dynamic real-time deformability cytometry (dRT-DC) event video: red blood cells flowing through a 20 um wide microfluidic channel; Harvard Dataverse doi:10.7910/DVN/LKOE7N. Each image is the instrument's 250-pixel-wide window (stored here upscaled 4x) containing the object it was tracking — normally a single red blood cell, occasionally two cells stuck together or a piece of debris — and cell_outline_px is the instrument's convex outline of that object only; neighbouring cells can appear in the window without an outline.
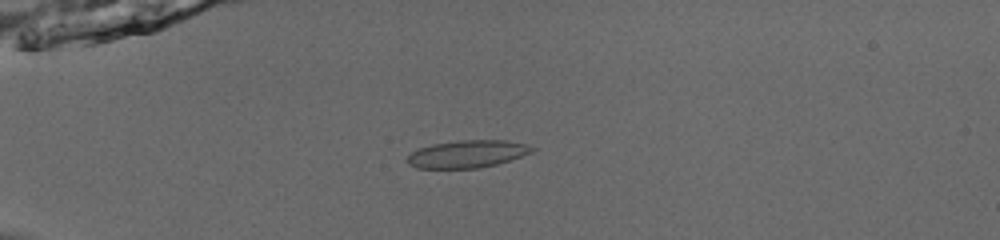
{"species": "common noctule bat (a hibernating species)", "species_latin": "Nyctalus noctula", "temperature_condition": "room temperature", "stored_images_in_passage": 41, "camera_frame_rate_fps": 3000, "um_per_image_px": 0.085, "animal": {"sex": "male", "body_mass_g": 13.0, "forearm_length_mm": 53.1}, "frame": {"image": 1, "passage_image": 3, "time_ms": 0.667, "image_size_px": [1000, 240], "cell_outline_px": [[536, 148], [532, 152], [496, 164], [480, 168], [416, 168], [408, 164], [408, 156], [412, 152], [420, 148], [432, 144], [460, 140], [504, 140], [524, 144]], "centroid_in_image_um": [39.7, 13.09], "position_along_channel_um": 45.3, "area_um2": 19.71}}
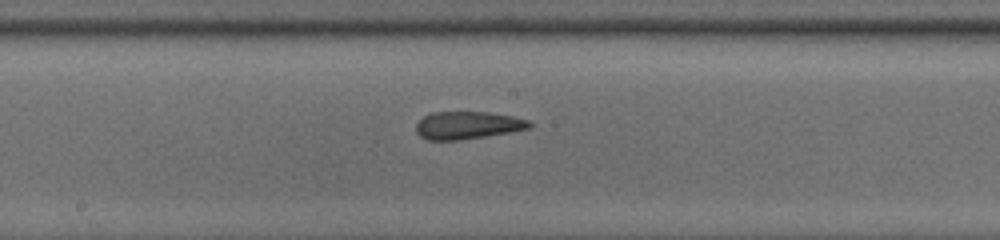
{"frame": {"image": 2, "passage_image": 18, "time_ms": 5.667, "image_size_px": [1000, 240], "cell_outline_px": [[532, 128], [460, 140], [428, 140], [420, 136], [416, 132], [416, 124], [424, 116], [432, 112], [488, 112], [512, 116], [528, 120], [532, 124]], "centroid_in_image_um": [39.73, 10.64], "position_along_channel_um": 208.5, "area_um2": 18.15}}
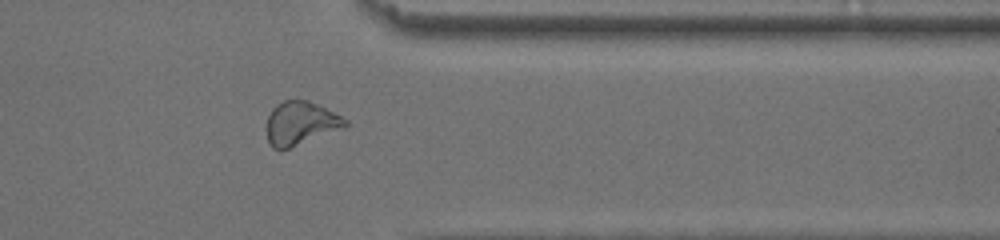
{"frame": {"image": 3, "passage_image": 32, "time_ms": 10.333, "image_size_px": [1000, 240], "cell_outline_px": [[348, 124], [344, 128], [288, 148], [272, 148], [268, 140], [268, 116], [272, 108], [276, 104], [284, 100], [308, 100], [348, 120]], "centroid_in_image_um": [25.55, 10.46], "position_along_channel_um": 385.9, "area_um2": 19.42}, "authors_computed_cell_mechanics": {"area_um2": 19.7098, "velocity_mm_per_s": 3.8723, "shape_relaxation_time_tau1_ms": null, "shape_relaxation_time_tau2_ms": 1.2048, "deformation_change_tau1": null, "deformation_change_tau2": 0.0784}}